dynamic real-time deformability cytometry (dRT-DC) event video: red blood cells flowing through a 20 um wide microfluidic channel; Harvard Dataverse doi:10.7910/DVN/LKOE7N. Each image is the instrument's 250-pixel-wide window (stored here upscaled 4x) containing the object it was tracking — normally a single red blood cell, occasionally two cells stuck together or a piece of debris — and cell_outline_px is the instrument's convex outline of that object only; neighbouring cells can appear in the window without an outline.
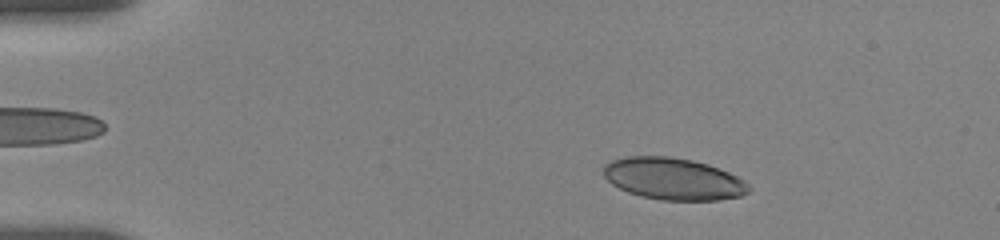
{"species": "human", "species_latin": "Homo sapiens", "temperature_condition": "room temperature", "stored_images_in_passage": 9, "camera_frame_rate_fps": 3000, "um_per_image_px": 0.085, "donor": {"sex": "female"}, "frame": {"image": 1, "passage_image": 2, "time_ms": 0.667, "image_size_px": [1000, 240], "cell_outline_px": [[752, 188], [748, 192], [740, 196], [720, 200], [660, 200], [640, 196], [628, 192], [612, 184], [604, 176], [604, 164], [612, 160], [624, 156], [668, 156], [692, 160], [708, 164], [728, 172], [744, 180]], "centroid_in_image_um": [57.23, 15.2], "position_along_channel_um": 27.8, "area_um2": 35.55}}
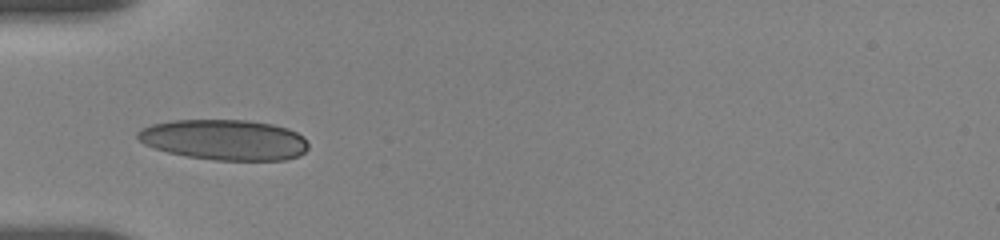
{"frame": {"image": 2, "passage_image": 6, "time_ms": 3.667, "image_size_px": [1000, 240], "cell_outline_px": [[308, 148], [300, 156], [284, 160], [216, 160], [188, 156], [168, 152], [144, 144], [136, 136], [136, 132], [152, 124], [172, 120], [248, 120], [272, 124], [288, 128], [304, 136], [308, 144]], "centroid_in_image_um": [19.11, 11.88], "position_along_channel_um": 65.9, "area_um2": 40.29}}
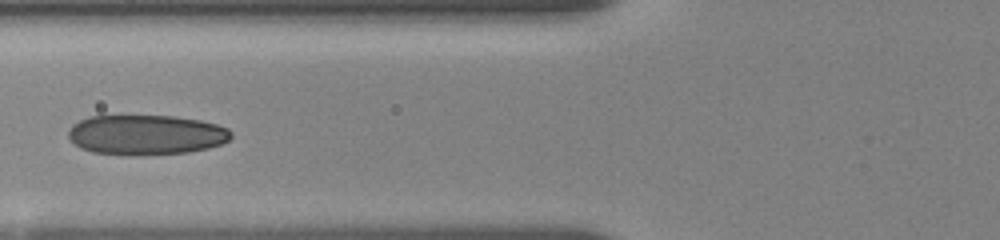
{"frame": {"image": 3, "passage_image": 8, "time_ms": 5.0, "image_size_px": [1000, 240], "cell_outline_px": [[232, 136], [228, 140], [220, 144], [208, 148], [188, 152], [132, 156], [92, 152], [80, 148], [68, 136], [68, 132], [72, 124], [88, 116], [176, 116], [200, 120], [216, 124], [228, 128], [232, 132]], "centroid_in_image_um": [12.41, 11.46], "position_along_channel_um": 113.4, "area_um2": 38.09}}